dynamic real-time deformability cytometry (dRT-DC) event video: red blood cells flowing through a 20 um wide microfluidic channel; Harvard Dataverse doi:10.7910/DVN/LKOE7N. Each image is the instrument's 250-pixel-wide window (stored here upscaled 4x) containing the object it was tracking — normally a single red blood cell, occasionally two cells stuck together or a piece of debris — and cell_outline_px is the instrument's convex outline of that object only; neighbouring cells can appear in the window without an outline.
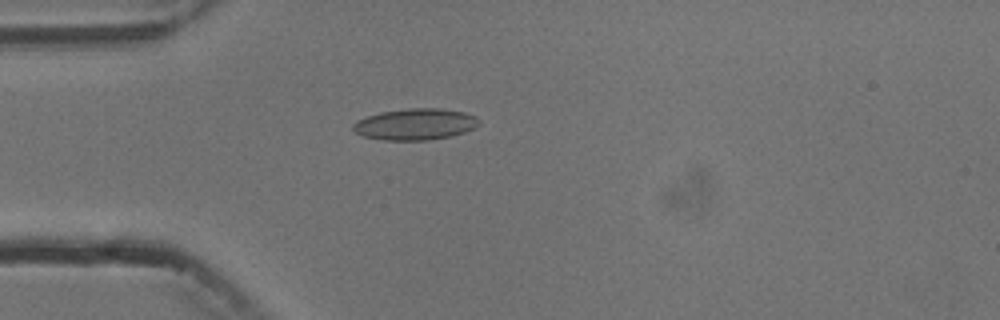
{"species": "common noctule bat (a hibernating species)", "species_latin": "Nyctalus noctula", "temperature_condition": "cold", "stored_images_in_passage": 4, "camera_frame_rate_fps": 3000, "um_per_image_px": 0.085, "animal": {"sex": "male", "body_mass_g": 13.3}, "frame": {"image": 1, "passage_image": 4, "time_ms": 3.667, "image_size_px": [1000, 320], "cell_outline_px": [[480, 124], [464, 132], [448, 136], [428, 140], [384, 140], [364, 136], [356, 132], [352, 128], [352, 124], [356, 120], [380, 112], [408, 108], [440, 108], [464, 112], [476, 116], [480, 120]], "centroid_in_image_um": [35.29, 10.55], "position_along_channel_um": 49.7, "area_um2": 22.95}}